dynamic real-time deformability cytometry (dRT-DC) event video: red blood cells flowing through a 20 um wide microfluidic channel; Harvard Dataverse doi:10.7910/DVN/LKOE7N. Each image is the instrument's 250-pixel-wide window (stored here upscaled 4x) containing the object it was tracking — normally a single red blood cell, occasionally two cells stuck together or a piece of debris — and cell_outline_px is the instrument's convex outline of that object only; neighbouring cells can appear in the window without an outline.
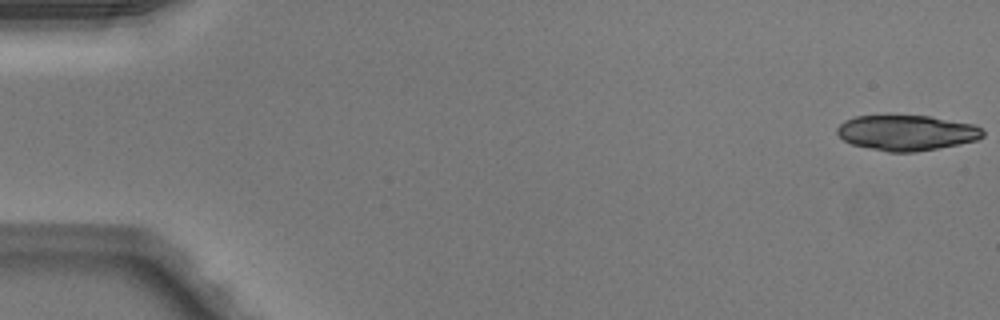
{"species": "Egyptian fruit bat (a non-hibernating species)", "species_latin": "Rousettus aegyptiacus", "temperature_condition": "warm", "stored_images_in_passage": 16, "camera_frame_rate_fps": 3000, "um_per_image_px": 0.085, "animal": {"sex": "male"}, "frame": {"image": 1, "passage_image": 1, "time_ms": 0.0, "image_size_px": [1000, 320], "cell_outline_px": [[984, 136], [976, 140], [916, 152], [888, 152], [852, 144], [844, 140], [836, 132], [836, 128], [844, 120], [856, 116], [932, 116], [976, 124], [984, 132]], "centroid_in_image_um": [77.07, 11.27], "position_along_channel_um": 7.9, "area_um2": 29.94}}
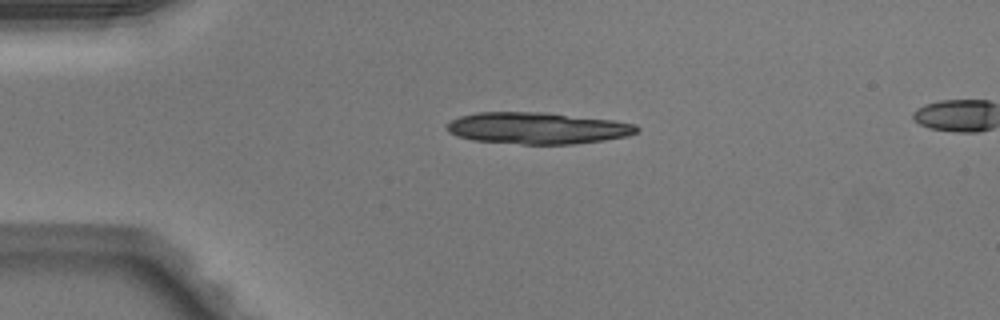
{"frame": {"image": 2, "passage_image": 12, "time_ms": 3.667, "image_size_px": [1000, 320], "cell_outline_px": [[640, 132], [628, 136], [604, 140], [572, 144], [520, 144], [472, 140], [448, 132], [444, 128], [444, 124], [460, 116], [476, 112], [548, 112], [612, 120], [636, 124], [640, 128]], "centroid_in_image_um": [45.69, 10.88], "position_along_channel_um": 39.3, "area_um2": 35.32}}